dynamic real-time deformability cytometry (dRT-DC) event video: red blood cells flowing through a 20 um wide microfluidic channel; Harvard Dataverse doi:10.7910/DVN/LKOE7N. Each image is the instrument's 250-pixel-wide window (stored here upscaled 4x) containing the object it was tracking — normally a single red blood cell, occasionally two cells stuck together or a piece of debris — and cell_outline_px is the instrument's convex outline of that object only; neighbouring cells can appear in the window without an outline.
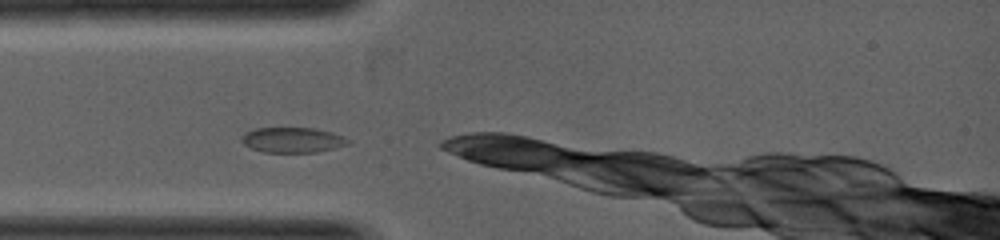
{"species": "common noctule bat (a hibernating species)", "species_latin": "Nyctalus noctula", "temperature_condition": "warm", "stored_images_in_passage": 3, "camera_frame_rate_fps": 5000, "um_per_image_px": 0.085, "animal": {"sex": "female", "body_mass_g": 19.0, "forearm_length_mm": 53.3}, "frame": {"image": 1, "passage_image": 1, "time_ms": 0.0, "image_size_px": [1000, 240], "cell_outline_px": [[352, 140], [348, 144], [316, 152], [264, 152], [252, 148], [244, 144], [240, 140], [244, 132], [256, 128], [312, 128], [332, 132]], "centroid_in_image_um": [24.85, 11.89], "position_along_channel_um": 60.2, "area_um2": 15.55}}